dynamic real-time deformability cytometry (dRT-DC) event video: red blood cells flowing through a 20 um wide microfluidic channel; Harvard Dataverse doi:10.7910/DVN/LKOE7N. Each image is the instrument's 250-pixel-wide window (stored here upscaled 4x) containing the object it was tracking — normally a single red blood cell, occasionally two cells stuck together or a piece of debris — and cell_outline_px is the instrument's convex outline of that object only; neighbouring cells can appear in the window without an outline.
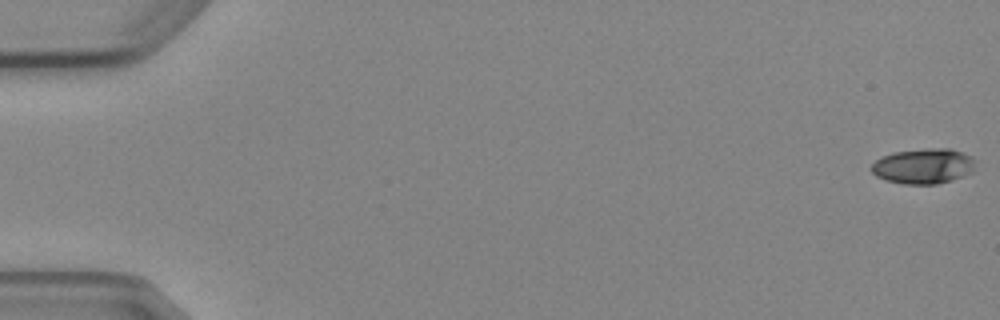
{"species": "Egyptian fruit bat (a non-hibernating species)", "species_latin": "Rousettus aegyptiacus", "temperature_condition": "cold", "stored_images_in_passage": 6, "camera_frame_rate_fps": 3000, "um_per_image_px": 0.085, "animal": {"sex": "female"}, "frame": {"image": 1, "passage_image": 1, "time_ms": 0.0, "image_size_px": [1000, 320], "cell_outline_px": [[976, 160], [972, 172], [952, 180], [936, 184], [904, 184], [884, 180], [876, 176], [872, 172], [872, 164], [876, 160], [892, 152], [924, 148], [952, 148], [972, 156]], "centroid_in_image_um": [78.51, 14.11], "position_along_channel_um": 6.5, "area_um2": 21.56}}
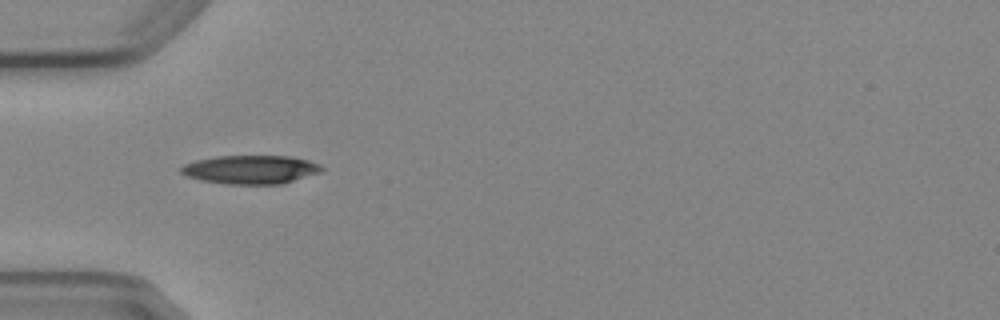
{"frame": {"image": 2, "passage_image": 5, "time_ms": 5.667, "image_size_px": [1000, 320], "cell_outline_px": [[324, 168], [320, 172], [280, 184], [228, 184], [200, 180], [188, 176], [180, 172], [180, 168], [184, 164], [196, 160], [216, 156], [292, 156], [308, 160], [320, 164]], "centroid_in_image_um": [21.3, 14.4], "position_along_channel_um": 63.7, "area_um2": 23.35}}
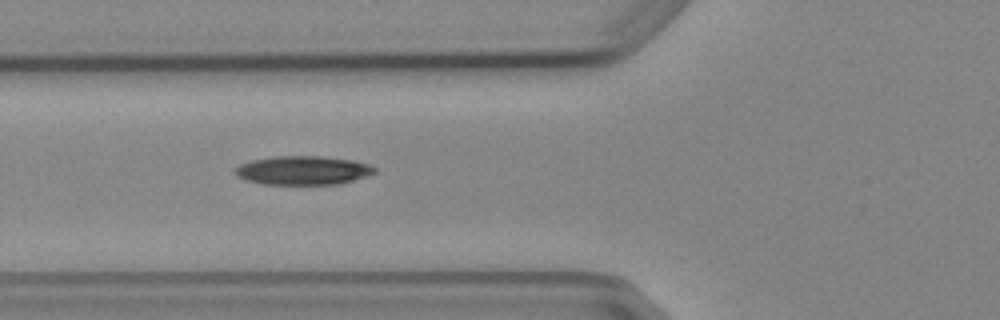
{"frame": {"image": 3, "passage_image": 6, "time_ms": 6.667, "image_size_px": [1000, 320], "cell_outline_px": [[376, 172], [340, 184], [264, 184], [244, 180], [236, 176], [232, 172], [240, 164], [252, 160], [272, 156], [320, 156], [352, 160], [368, 164], [376, 168]], "centroid_in_image_um": [25.69, 14.48], "position_along_channel_um": 100.1, "area_um2": 23.41}}